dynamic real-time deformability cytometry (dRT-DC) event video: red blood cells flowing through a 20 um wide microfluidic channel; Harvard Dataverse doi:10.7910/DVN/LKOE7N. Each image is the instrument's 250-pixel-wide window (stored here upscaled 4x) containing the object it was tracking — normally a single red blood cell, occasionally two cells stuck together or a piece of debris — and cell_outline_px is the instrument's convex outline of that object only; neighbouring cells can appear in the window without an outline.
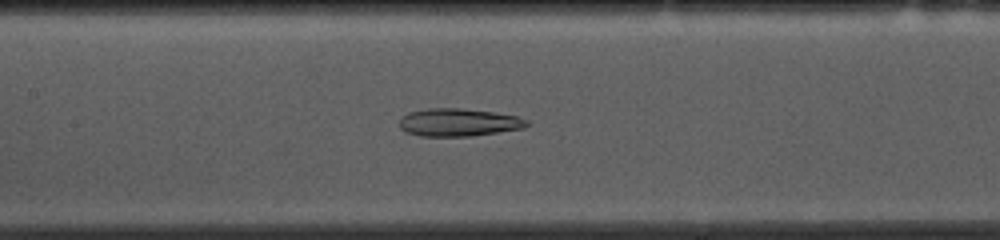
{"species": "common noctule bat (a hibernating species)", "species_latin": "Nyctalus noctula", "temperature_condition": "cold", "stored_images_in_passage": 45, "camera_frame_rate_fps": 3000, "um_per_image_px": 0.085, "animal": {"sex": "female", "body_mass_g": 10.0, "forearm_length_mm": 53.1}, "frame": {"image": 1, "passage_image": 22, "time_ms": 7.0, "image_size_px": [1000, 240], "cell_outline_px": [[528, 124], [520, 128], [472, 136], [420, 136], [404, 132], [400, 128], [400, 120], [408, 112], [428, 108], [460, 108], [492, 112], [516, 116], [528, 120]], "centroid_in_image_um": [38.91, 10.4], "position_along_channel_um": 168.5, "area_um2": 20.4}}
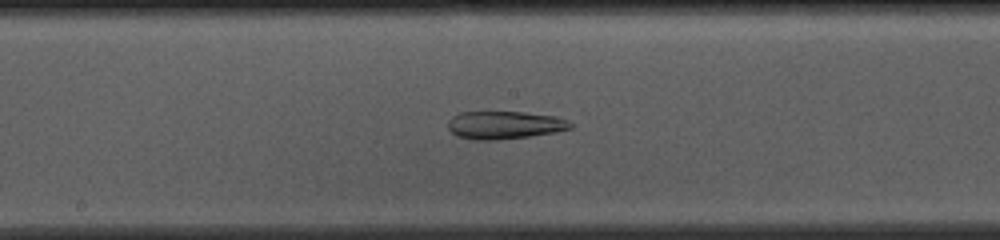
{"frame": {"image": 2, "passage_image": 25, "time_ms": 8.0, "image_size_px": [1000, 240], "cell_outline_px": [[572, 128], [556, 132], [528, 136], [496, 140], [472, 140], [456, 136], [448, 128], [448, 120], [452, 116], [460, 112], [524, 112], [552, 116], [568, 120], [572, 124]], "centroid_in_image_um": [42.85, 10.63], "position_along_channel_um": 205.4, "area_um2": 19.88}}
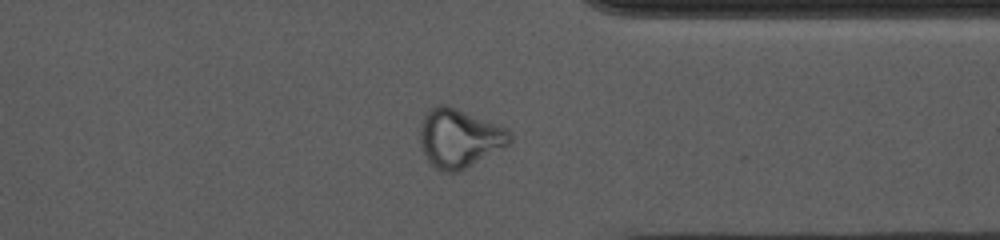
{"frame": {"image": 3, "passage_image": 39, "time_ms": 12.667, "image_size_px": [1000, 240], "cell_outline_px": [[512, 144], [456, 172], [444, 172], [436, 168], [428, 160], [420, 144], [420, 124], [424, 116], [432, 108], [440, 104], [444, 104], [456, 108], [508, 128], [512, 132]], "centroid_in_image_um": [39.08, 11.74], "position_along_channel_um": 372.3, "area_um2": 30.58}, "authors_computed_cell_mechanics": {"area_um2": 25.4898, "velocity_mm_per_s": 3.7102, "shape_relaxation_time_tau1_ms": null, "shape_relaxation_time_tau2_ms": 4.2667, "deformation_change_tau1": null, "deformation_change_tau2": 0.1403}}